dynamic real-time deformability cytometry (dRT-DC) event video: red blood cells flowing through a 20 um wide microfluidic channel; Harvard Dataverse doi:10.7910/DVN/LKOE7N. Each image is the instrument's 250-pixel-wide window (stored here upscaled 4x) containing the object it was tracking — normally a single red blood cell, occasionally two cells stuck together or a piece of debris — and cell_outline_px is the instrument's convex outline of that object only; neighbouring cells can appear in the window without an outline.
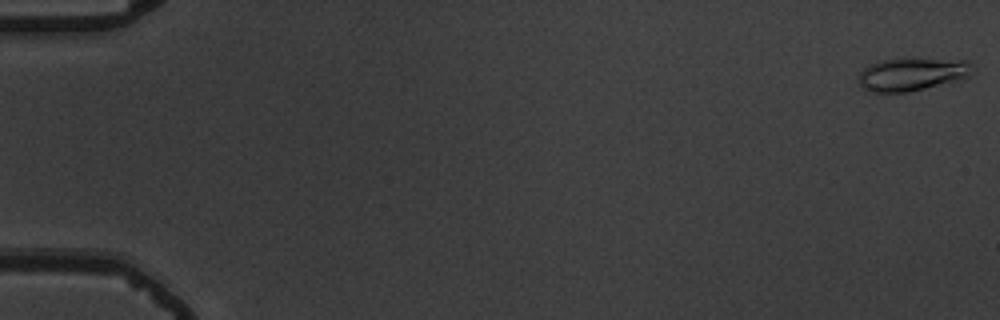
{"species": "common noctule bat (a hibernating species)", "species_latin": "Nyctalus noctula", "temperature_condition": "warm", "stored_images_in_passage": 56, "camera_frame_rate_fps": 3000, "um_per_image_px": 0.085, "animal": {"sex": "male", "body_mass_g": 19.5, "forearm_length_mm": 54.6}, "frame": {"image": 1, "passage_image": 1, "time_ms": 0.0, "image_size_px": [1000, 320], "cell_outline_px": [[976, 72], [968, 76], [924, 88], [908, 92], [868, 92], [860, 88], [860, 72], [868, 64], [876, 60], [968, 60], [976, 68]], "centroid_in_image_um": [77.49, 6.32], "position_along_channel_um": 7.5, "area_um2": 21.44}}
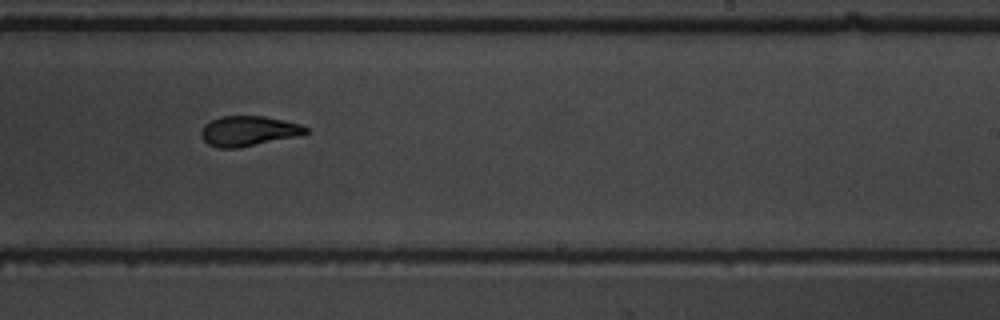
{"frame": {"image": 2, "passage_image": 36, "time_ms": 11.667, "image_size_px": [1000, 320], "cell_outline_px": [[308, 132], [300, 136], [236, 148], [220, 148], [208, 144], [200, 136], [200, 132], [204, 124], [220, 116], [264, 116], [284, 120], [300, 124], [308, 128]], "centroid_in_image_um": [21.12, 11.13], "position_along_channel_um": 267.9, "area_um2": 18.38}}
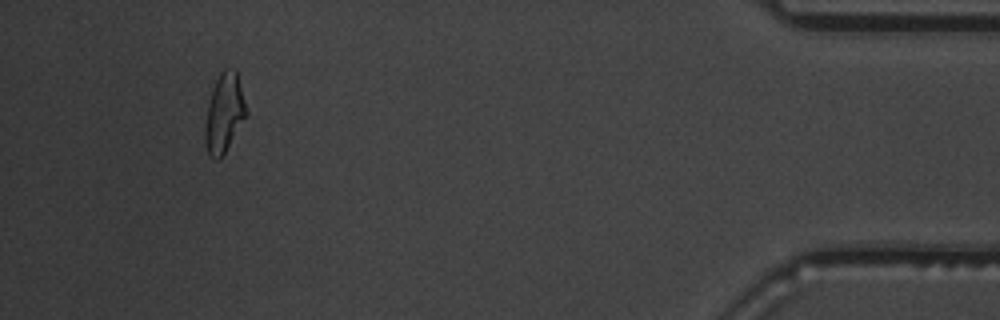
{"frame": {"image": 3, "passage_image": 53, "time_ms": 17.333, "image_size_px": [1000, 320], "cell_outline_px": [[248, 112], [220, 160], [216, 160], [208, 156], [204, 140], [204, 128], [208, 104], [212, 88], [220, 72], [224, 68], [236, 68]], "centroid_in_image_um": [19.04, 9.6], "position_along_channel_um": 416.2, "area_um2": 19.07}, "authors_computed_cell_mechanics": {"area_um2": 18.7561, "velocity_mm_per_s": 3.6866, "shape_relaxation_time_tau1_ms": 3.935, "shape_relaxation_time_tau2_ms": 3.1412, "deformation_change_tau1": 0.1786, "deformation_change_tau2": 0.0949}}